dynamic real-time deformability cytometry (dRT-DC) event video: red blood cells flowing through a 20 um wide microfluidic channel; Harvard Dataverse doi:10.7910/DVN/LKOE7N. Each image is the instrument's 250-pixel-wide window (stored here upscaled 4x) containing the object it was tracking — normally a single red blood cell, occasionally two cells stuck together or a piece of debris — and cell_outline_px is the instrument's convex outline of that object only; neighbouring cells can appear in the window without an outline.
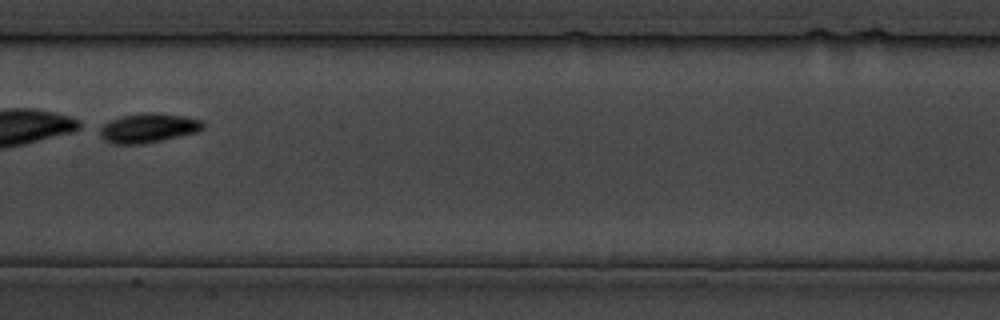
{"species": "common noctule bat (a hibernating species)", "species_latin": "Nyctalus noctula", "temperature_condition": "cold", "stored_images_in_passage": 29, "segment_of_instrument_passage": [2, 2], "camera_frame_rate_fps": 3000, "um_per_image_px": 0.085, "animal": {"sex": "male", "body_mass_g": 19.5, "forearm_length_mm": 54.6}, "frame": {"image": 1, "passage_image": 13, "time_ms": 14.667, "image_size_px": [1000, 320], "cell_outline_px": [[204, 128], [196, 132], [180, 136], [140, 144], [112, 144], [104, 140], [100, 136], [96, 128], [112, 120], [124, 116], [184, 116], [200, 120], [204, 124]], "centroid_in_image_um": [12.53, 10.95], "position_along_channel_um": 194.9, "area_um2": 16.59}}